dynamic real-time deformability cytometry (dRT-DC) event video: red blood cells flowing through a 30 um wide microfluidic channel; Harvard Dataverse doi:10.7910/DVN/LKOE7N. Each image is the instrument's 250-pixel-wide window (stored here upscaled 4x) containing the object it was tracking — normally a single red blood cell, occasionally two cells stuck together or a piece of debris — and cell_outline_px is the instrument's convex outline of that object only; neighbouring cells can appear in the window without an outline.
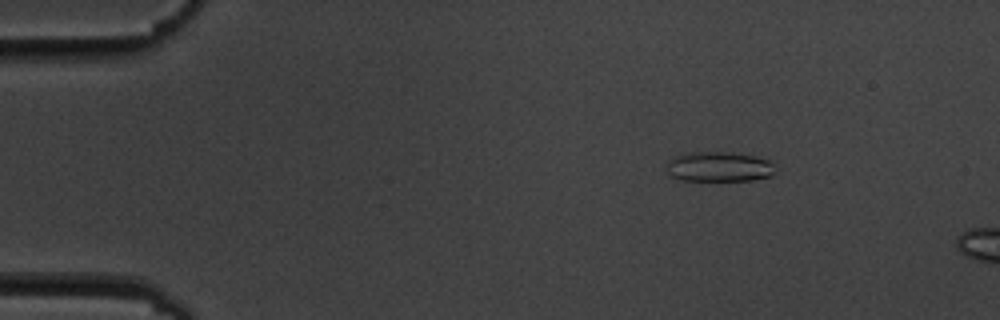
{"species": "common noctule bat (a hibernating species)", "species_latin": "Nyctalus noctula", "temperature_condition": "cold", "stored_images_in_passage": 5, "camera_frame_rate_fps": 3000, "um_per_image_px": 0.085, "animal": {"sex": "male", "body_mass_g": 19.5, "forearm_length_mm": 54.6}, "frame": {"image": 1, "passage_image": 2, "time_ms": 2.0, "image_size_px": [1000, 320], "cell_outline_px": [[772, 176], [752, 180], [680, 180], [672, 176], [664, 168], [668, 160], [676, 156], [692, 152], [728, 152], [756, 156], [768, 160], [772, 164]], "centroid_in_image_um": [61.06, 14.17], "position_along_channel_um": 23.9, "area_um2": 18.84}}
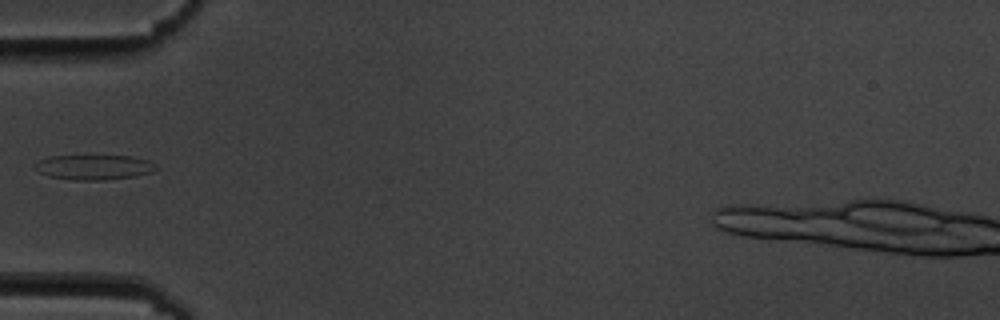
{"frame": {"image": 2, "passage_image": 5, "time_ms": 5.667, "image_size_px": [1000, 320], "cell_outline_px": [[156, 168], [152, 172], [136, 176], [104, 180], [76, 180], [48, 176], [40, 172], [36, 168], [36, 164], [40, 160], [48, 156], [132, 156], [148, 160], [156, 164]], "centroid_in_image_um": [8.02, 14.21], "position_along_channel_um": 77.0, "area_um2": 17.46}}